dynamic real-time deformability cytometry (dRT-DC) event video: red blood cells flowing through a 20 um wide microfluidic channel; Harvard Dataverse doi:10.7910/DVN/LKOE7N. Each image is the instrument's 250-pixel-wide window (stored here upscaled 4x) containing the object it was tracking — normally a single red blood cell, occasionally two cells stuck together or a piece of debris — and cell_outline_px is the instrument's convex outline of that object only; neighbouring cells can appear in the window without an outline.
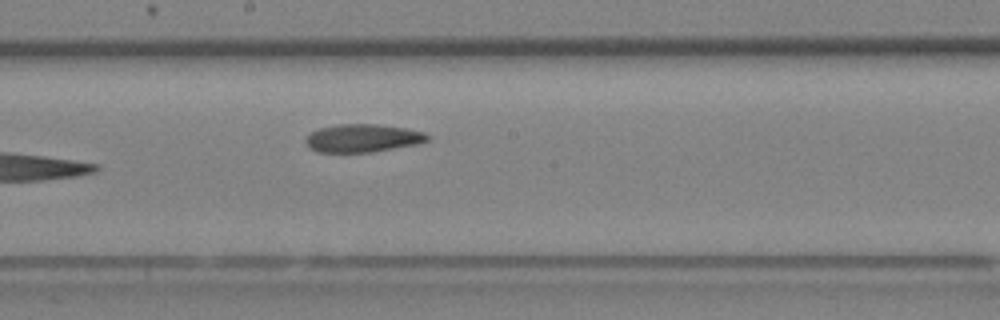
{"species": "Egyptian fruit bat (a non-hibernating species)", "species_latin": "Rousettus aegyptiacus", "temperature_condition": "room temperature", "stored_images_in_passage": 15, "camera_frame_rate_fps": 3000, "um_per_image_px": 0.085, "animal": {"sex": "female"}, "frame": {"image": 1, "passage_image": 15, "time_ms": 4.667, "image_size_px": [1000, 320], "cell_outline_px": [[428, 140], [416, 144], [372, 152], [316, 152], [304, 140], [312, 132], [320, 128], [336, 124], [376, 124], [404, 128], [424, 132], [428, 136]], "centroid_in_image_um": [30.82, 11.74], "position_along_channel_um": 217.4, "area_um2": 19.59}}